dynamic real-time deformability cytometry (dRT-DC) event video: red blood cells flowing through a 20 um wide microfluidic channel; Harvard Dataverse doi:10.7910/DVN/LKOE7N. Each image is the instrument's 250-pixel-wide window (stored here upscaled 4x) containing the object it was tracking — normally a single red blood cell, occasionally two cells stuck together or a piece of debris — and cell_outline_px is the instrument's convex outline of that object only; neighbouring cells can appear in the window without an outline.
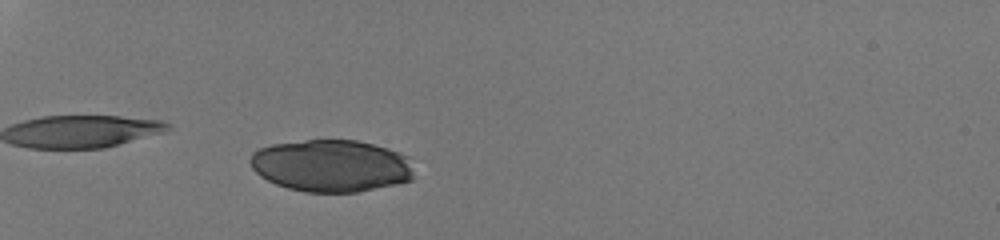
{"species": "human", "species_latin": "Homo sapiens", "temperature_condition": "room temperature", "stored_images_in_passage": 43, "camera_frame_rate_fps": 3000, "um_per_image_px": 0.085, "donor": {"sex": "male"}, "frame": {"image": 1, "passage_image": 14, "time_ms": 4.333, "image_size_px": [1000, 240], "cell_outline_px": [[412, 180], [396, 184], [356, 192], [304, 192], [288, 188], [276, 184], [260, 176], [252, 168], [248, 160], [252, 152], [260, 148], [272, 144], [304, 140], [356, 140], [388, 148], [400, 152], [408, 156], [412, 172]], "centroid_in_image_um": [28.13, 14.08], "position_along_channel_um": 56.9, "area_um2": 49.88}}
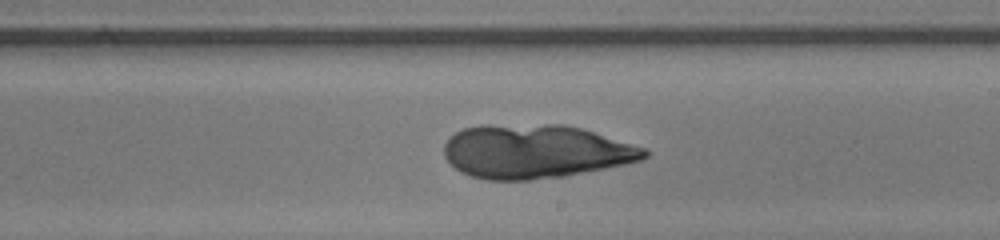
{"frame": {"image": 2, "passage_image": 30, "time_ms": 9.667, "image_size_px": [1000, 240], "cell_outline_px": [[648, 156], [640, 160], [624, 164], [564, 176], [528, 180], [488, 180], [472, 176], [460, 172], [444, 156], [444, 144], [448, 136], [464, 128], [480, 124], [564, 124], [580, 128], [644, 148], [648, 152]], "centroid_in_image_um": [45.44, 12.86], "position_along_channel_um": 243.6, "area_um2": 62.66}}
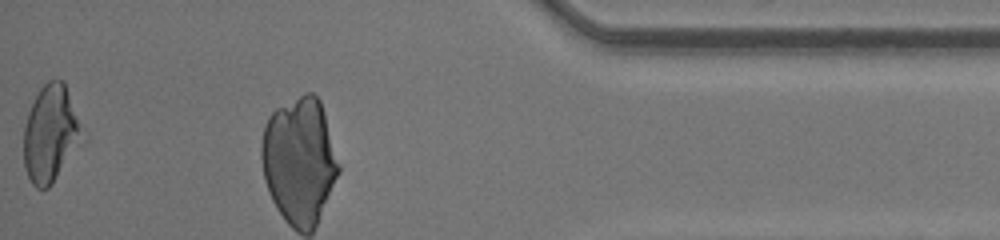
{"frame": {"image": 3, "passage_image": 43, "time_ms": 14.0, "image_size_px": [1000, 240], "cell_outline_px": [[88, 140], [52, 184], [48, 188], [36, 188], [32, 184], [24, 168], [24, 124], [28, 112], [40, 88], [48, 80], [64, 80], [88, 136]], "centroid_in_image_um": [4.4, 11.39], "position_along_channel_um": 430.8, "area_um2": 34.45}}